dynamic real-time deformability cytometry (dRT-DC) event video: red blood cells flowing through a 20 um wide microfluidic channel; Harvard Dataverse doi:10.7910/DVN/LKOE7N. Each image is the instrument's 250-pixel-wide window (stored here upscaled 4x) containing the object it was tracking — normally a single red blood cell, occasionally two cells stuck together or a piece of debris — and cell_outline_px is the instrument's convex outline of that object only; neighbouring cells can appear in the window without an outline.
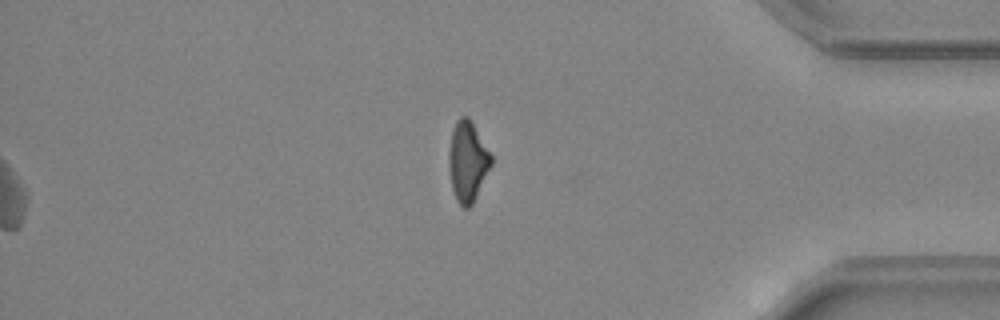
{"species": "common noctule bat (a hibernating species)", "species_latin": "Nyctalus noctula", "temperature_condition": "warm", "stored_images_in_passage": 47, "segment_of_instrument_passage": [2, 2], "camera_frame_rate_fps": 3000, "um_per_image_px": 0.085, "animal": {"sex": "female", "body_mass_g": 24.6, "forearm_length_mm": 56.2}, "frame": {"image": 1, "passage_image": 47, "time_ms": 15.333, "image_size_px": [1000, 320], "cell_outline_px": [[492, 164], [472, 204], [468, 208], [464, 208], [456, 200], [452, 188], [448, 164], [448, 156], [452, 132], [456, 120], [460, 116], [468, 116], [492, 156]], "centroid_in_image_um": [39.73, 13.72], "position_along_channel_um": 395.5, "area_um2": 19.54}}